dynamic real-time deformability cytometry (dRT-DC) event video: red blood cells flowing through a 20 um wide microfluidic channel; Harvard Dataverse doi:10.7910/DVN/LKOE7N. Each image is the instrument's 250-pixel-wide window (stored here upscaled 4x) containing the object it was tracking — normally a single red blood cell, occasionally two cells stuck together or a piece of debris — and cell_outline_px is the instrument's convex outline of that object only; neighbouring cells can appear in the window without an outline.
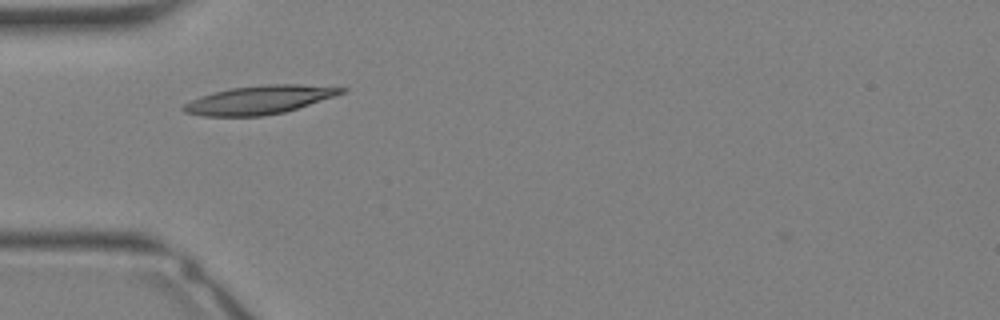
{"species": "Egyptian fruit bat (a non-hibernating species)", "species_latin": "Rousettus aegyptiacus", "temperature_condition": "warm", "stored_images_in_passage": 3, "camera_frame_rate_fps": 3000, "um_per_image_px": 0.085, "animal": {"sex": "female"}, "frame": {"image": 1, "passage_image": 1, "time_ms": 0.0, "image_size_px": [1000, 320], "cell_outline_px": [[348, 88], [344, 92], [284, 112], [264, 116], [204, 116], [184, 112], [180, 108], [184, 104], [200, 96], [232, 88], [264, 84], [300, 84]], "centroid_in_image_um": [22.0, 8.49], "position_along_channel_um": 63.0, "area_um2": 25.78}}
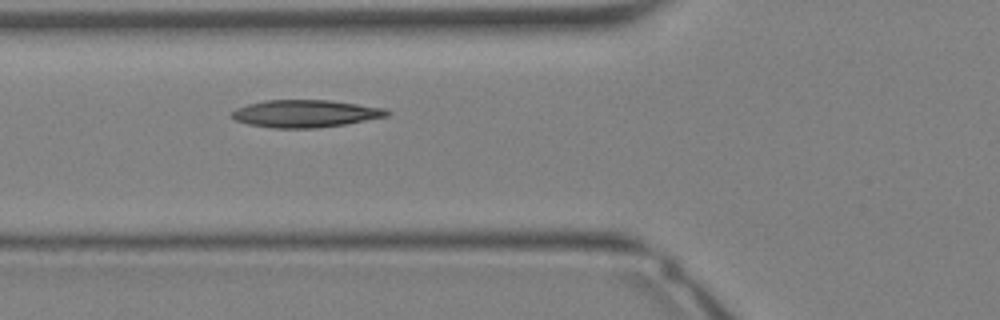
{"frame": {"image": 2, "passage_image": 3, "time_ms": 0.667, "image_size_px": [1000, 320], "cell_outline_px": [[392, 112], [388, 116], [344, 124], [316, 128], [272, 128], [248, 124], [236, 120], [232, 116], [232, 112], [236, 108], [248, 104], [264, 100], [328, 100], [388, 108]], "centroid_in_image_um": [25.99, 9.65], "position_along_channel_um": 99.8, "area_um2": 24.8}}